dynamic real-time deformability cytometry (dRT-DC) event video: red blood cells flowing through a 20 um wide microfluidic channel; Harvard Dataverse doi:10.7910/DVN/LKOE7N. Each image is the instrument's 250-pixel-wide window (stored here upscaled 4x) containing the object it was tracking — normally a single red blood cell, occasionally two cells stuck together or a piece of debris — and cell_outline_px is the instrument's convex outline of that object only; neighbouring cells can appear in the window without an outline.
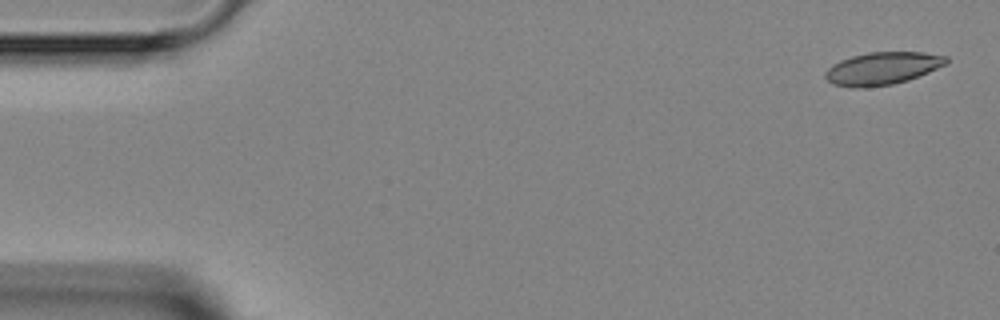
{"species": "Egyptian fruit bat (a non-hibernating species)", "species_latin": "Rousettus aegyptiacus", "temperature_condition": "room temperature", "stored_images_in_passage": 5, "camera_frame_rate_fps": 3000, "um_per_image_px": 0.085, "animal": {"sex": "female"}, "frame": {"image": 1, "passage_image": 1, "time_ms": 0.0, "image_size_px": [1000, 320], "cell_outline_px": [[948, 64], [908, 80], [892, 84], [864, 88], [852, 88], [832, 84], [824, 76], [824, 72], [832, 64], [840, 60], [852, 56], [868, 52], [924, 52], [948, 56]], "centroid_in_image_um": [75.0, 5.81], "position_along_channel_um": 10.0, "area_um2": 23.18}}
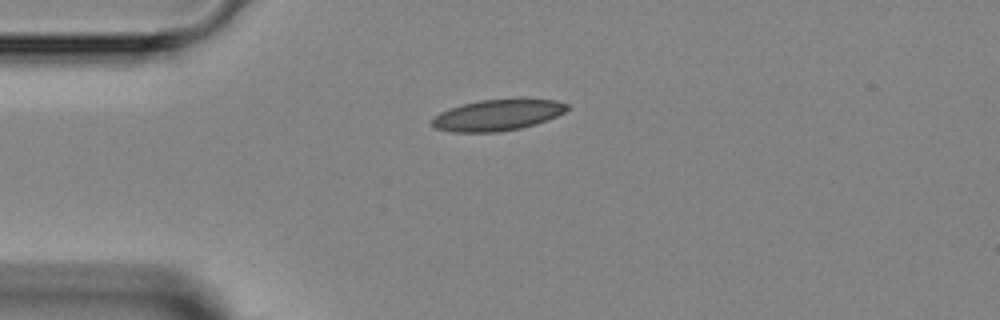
{"frame": {"image": 2, "passage_image": 4, "time_ms": 3.333, "image_size_px": [1000, 320], "cell_outline_px": [[568, 108], [564, 112], [548, 120], [536, 124], [520, 128], [496, 132], [452, 132], [436, 128], [432, 124], [432, 116], [448, 108], [480, 100], [520, 96], [524, 96], [556, 100], [568, 104]], "centroid_in_image_um": [42.34, 9.73], "position_along_channel_um": 42.7, "area_um2": 25.32}}
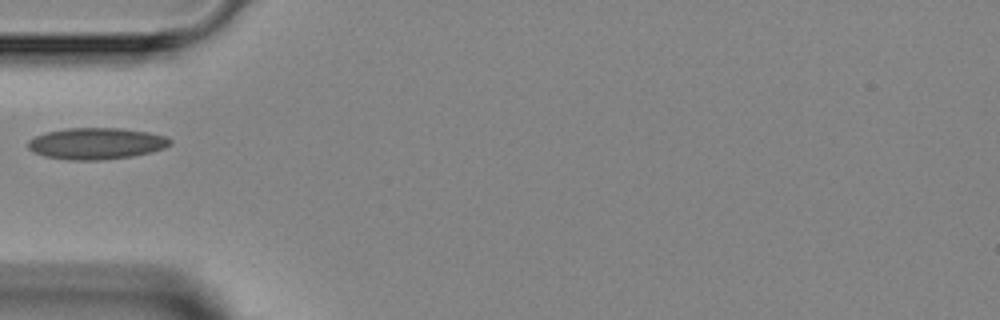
{"frame": {"image": 3, "passage_image": 5, "time_ms": 4.667, "image_size_px": [1000, 320], "cell_outline_px": [[172, 144], [164, 148], [152, 152], [132, 156], [104, 160], [68, 160], [44, 156], [32, 152], [28, 148], [28, 140], [44, 132], [68, 128], [120, 128], [148, 132], [164, 136], [172, 140]], "centroid_in_image_um": [8.17, 12.2], "position_along_channel_um": 76.8, "area_um2": 26.24}}